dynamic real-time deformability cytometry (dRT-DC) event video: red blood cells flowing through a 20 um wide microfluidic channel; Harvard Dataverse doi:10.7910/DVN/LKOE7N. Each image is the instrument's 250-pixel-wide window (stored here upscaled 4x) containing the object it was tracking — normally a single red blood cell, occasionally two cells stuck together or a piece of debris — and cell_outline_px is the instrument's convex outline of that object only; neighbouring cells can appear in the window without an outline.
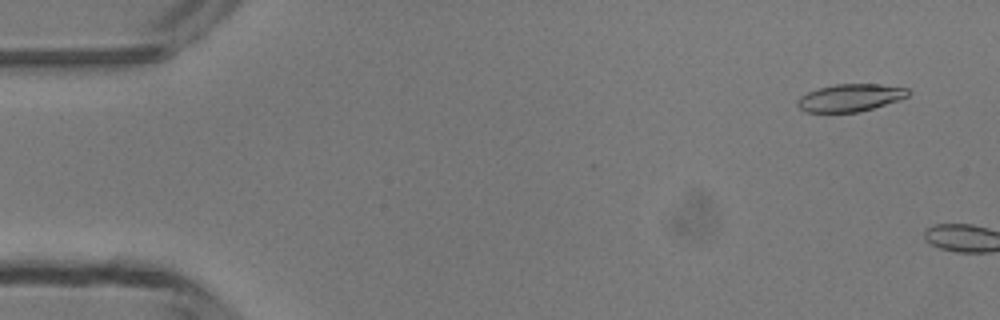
{"species": "common noctule bat (a hibernating species)", "species_latin": "Nyctalus noctula", "temperature_condition": "room temperature", "stored_images_in_passage": 2, "camera_frame_rate_fps": 3000, "um_per_image_px": 0.085, "animal": {"sex": "male", "body_mass_g": 13.3}, "frame": {"image": 1, "passage_image": 1, "time_ms": 0.0, "image_size_px": [1000, 320], "cell_outline_px": [[912, 92], [908, 96], [872, 108], [856, 112], [804, 112], [796, 104], [796, 100], [800, 96], [808, 92], [820, 88], [836, 84], [880, 84], [908, 88]], "centroid_in_image_um": [72.25, 8.3], "position_along_channel_um": 12.8, "area_um2": 17.57}}